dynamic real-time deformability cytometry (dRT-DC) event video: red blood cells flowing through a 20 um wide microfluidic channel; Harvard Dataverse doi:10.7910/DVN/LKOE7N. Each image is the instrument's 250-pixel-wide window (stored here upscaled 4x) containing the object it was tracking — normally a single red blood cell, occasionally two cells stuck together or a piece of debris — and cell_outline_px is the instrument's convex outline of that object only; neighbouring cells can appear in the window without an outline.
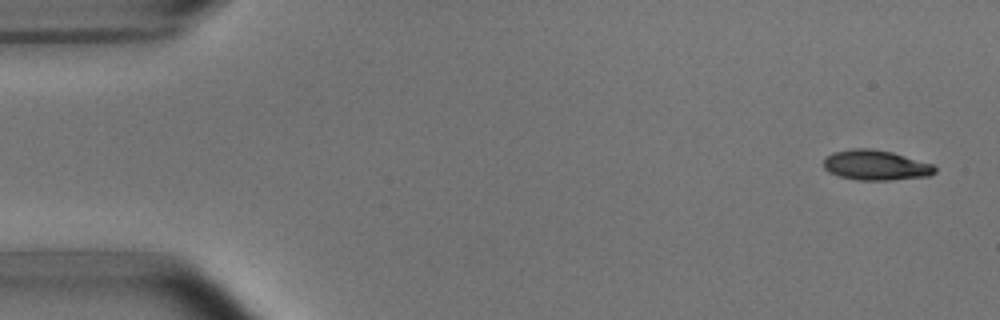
{"species": "common noctule bat (a hibernating species)", "species_latin": "Nyctalus noctula", "temperature_condition": "room temperature", "stored_images_in_passage": 5, "camera_frame_rate_fps": 3000, "um_per_image_px": 0.085, "animal": {"sex": "male", "body_mass_g": 15.6}, "frame": {"image": 1, "passage_image": 1, "time_ms": 0.0, "image_size_px": [1000, 320], "cell_outline_px": [[936, 172], [928, 176], [888, 180], [856, 180], [840, 176], [828, 172], [824, 168], [824, 160], [832, 152], [852, 148], [868, 148], [892, 152], [932, 164], [936, 168]], "centroid_in_image_um": [74.42, 14.04], "position_along_channel_um": 10.6, "area_um2": 19.42}}
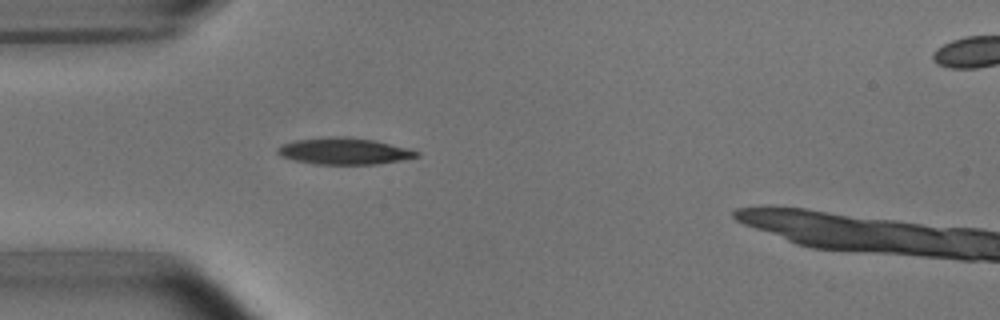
{"frame": {"image": 2, "passage_image": 4, "time_ms": 4.333, "image_size_px": [1000, 320], "cell_outline_px": [[420, 156], [400, 160], [376, 164], [316, 164], [296, 160], [280, 156], [276, 152], [276, 148], [280, 144], [296, 140], [328, 136], [344, 136], [376, 140], [412, 148], [420, 152]], "centroid_in_image_um": [29.28, 12.83], "position_along_channel_um": 55.7, "area_um2": 21.85}}